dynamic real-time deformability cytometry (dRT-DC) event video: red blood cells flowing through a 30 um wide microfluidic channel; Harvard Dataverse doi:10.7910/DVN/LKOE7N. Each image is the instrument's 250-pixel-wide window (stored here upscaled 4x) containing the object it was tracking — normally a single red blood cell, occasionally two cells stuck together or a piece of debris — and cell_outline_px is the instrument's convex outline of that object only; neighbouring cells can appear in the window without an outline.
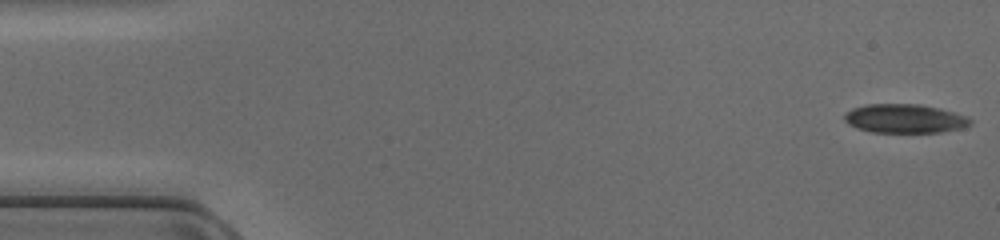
{"species": "common noctule bat (a hibernating species)", "species_latin": "Nyctalus noctula", "temperature_condition": "cold", "stored_images_in_passage": 47, "camera_frame_rate_fps": 3000, "um_per_image_px": 0.085, "animal": {"sex": "female", "body_mass_g": 17.0, "forearm_length_mm": 48.0}, "frame": {"image": 1, "passage_image": 1, "time_ms": 0.0, "image_size_px": [1000, 240], "cell_outline_px": [[972, 124], [964, 128], [940, 132], [872, 132], [856, 128], [848, 124], [844, 120], [844, 112], [852, 108], [868, 104], [920, 104], [940, 108], [956, 112], [968, 116], [972, 120]], "centroid_in_image_um": [76.92, 10.07], "position_along_channel_um": 8.1, "area_um2": 21.5}}
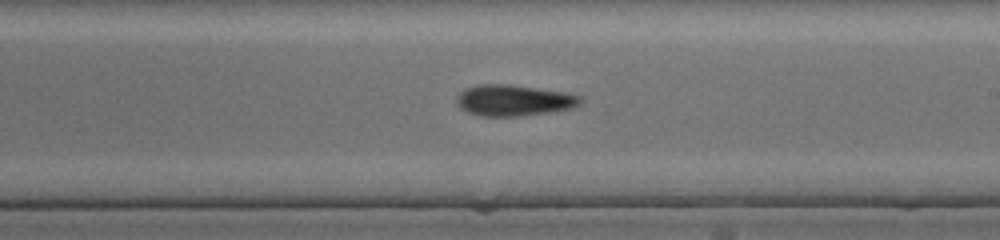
{"frame": {"image": 2, "passage_image": 27, "time_ms": 8.667, "image_size_px": [1000, 240], "cell_outline_px": [[584, 100], [580, 104], [572, 108], [552, 112], [520, 116], [480, 116], [468, 112], [460, 108], [456, 104], [456, 96], [460, 92], [468, 88], [480, 84], [508, 84], [568, 92], [580, 96]], "centroid_in_image_um": [43.7, 8.53], "position_along_channel_um": 245.3, "area_um2": 22.66}}
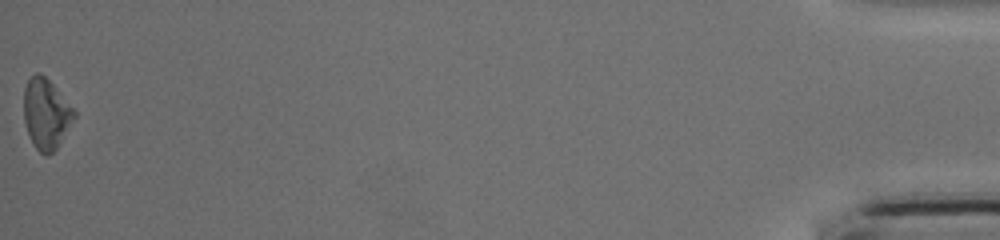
{"frame": {"image": 3, "passage_image": 47, "time_ms": 15.333, "image_size_px": [1000, 240], "cell_outline_px": [[76, 116], [56, 148], [48, 156], [44, 156], [36, 148], [28, 132], [24, 120], [24, 88], [28, 80], [36, 72], [40, 72], [52, 84], [76, 112]], "centroid_in_image_um": [3.91, 9.67], "position_along_channel_um": 431.3, "area_um2": 20.23}}